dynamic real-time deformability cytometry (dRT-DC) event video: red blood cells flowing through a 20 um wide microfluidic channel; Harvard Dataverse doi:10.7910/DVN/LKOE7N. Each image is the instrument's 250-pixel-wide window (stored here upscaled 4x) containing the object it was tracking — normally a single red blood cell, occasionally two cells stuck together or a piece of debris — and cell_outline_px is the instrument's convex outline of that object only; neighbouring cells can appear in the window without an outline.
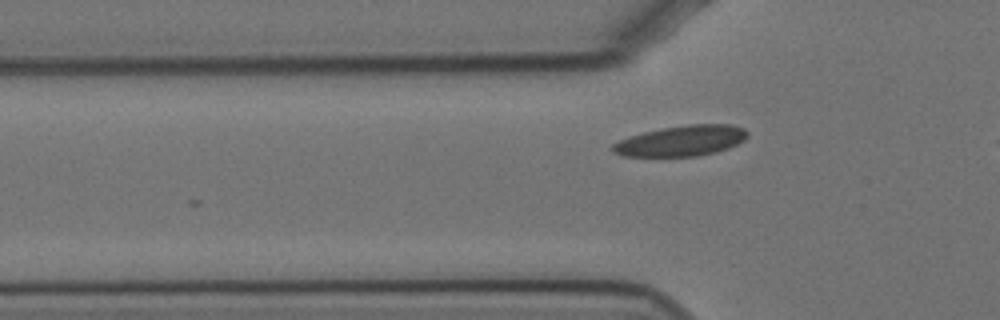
{"species": "Egyptian fruit bat (a non-hibernating species)", "species_latin": "Rousettus aegyptiacus", "temperature_condition": "cold", "stored_images_in_passage": 5, "camera_frame_rate_fps": 3000, "um_per_image_px": 0.085, "animal": {"sex": "female"}, "frame": {"image": 1, "passage_image": 5, "time_ms": 1.333, "image_size_px": [1000, 320], "cell_outline_px": [[748, 136], [744, 140], [728, 148], [696, 156], [624, 156], [612, 152], [612, 144], [620, 140], [644, 132], [664, 128], [688, 124], [732, 124], [744, 128], [748, 132]], "centroid_in_image_um": [57.93, 11.96], "position_along_channel_um": 67.9, "area_um2": 23.76}}